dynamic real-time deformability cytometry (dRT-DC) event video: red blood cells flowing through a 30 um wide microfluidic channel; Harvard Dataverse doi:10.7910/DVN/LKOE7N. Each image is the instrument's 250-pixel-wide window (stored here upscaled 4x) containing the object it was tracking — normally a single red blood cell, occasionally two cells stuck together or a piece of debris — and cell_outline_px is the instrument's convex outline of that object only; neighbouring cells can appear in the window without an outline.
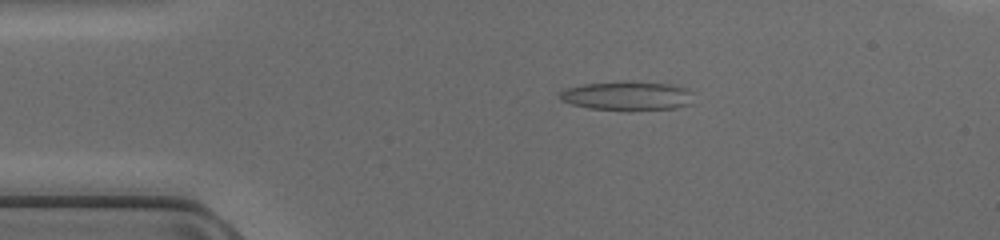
{"species": "common noctule bat (a hibernating species)", "species_latin": "Nyctalus noctula", "temperature_condition": "cold", "stored_images_in_passage": 51, "camera_frame_rate_fps": 3000, "um_per_image_px": 0.085, "animal": {"sex": "female", "body_mass_g": 17.0, "forearm_length_mm": 48.0}, "frame": {"image": 1, "passage_image": 10, "time_ms": 3.0, "image_size_px": [1000, 240], "cell_outline_px": [[692, 104], [676, 108], [628, 112], [592, 108], [572, 104], [560, 100], [560, 92], [568, 88], [584, 84], [624, 80], [636, 80], [676, 84], [688, 88], [692, 92]], "centroid_in_image_um": [53.42, 8.14], "position_along_channel_um": 31.6, "area_um2": 23.64}}
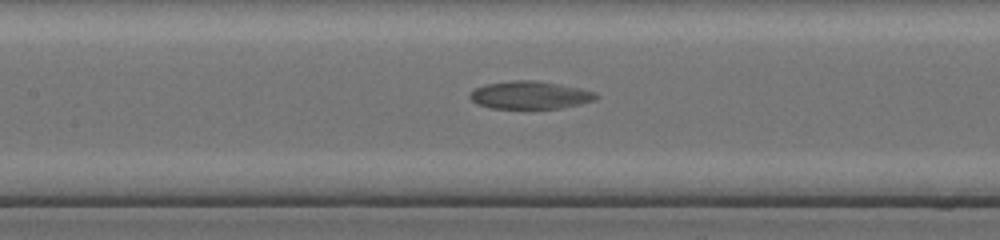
{"frame": {"image": 2, "passage_image": 23, "time_ms": 7.333, "image_size_px": [1000, 240], "cell_outline_px": [[600, 96], [596, 100], [580, 104], [560, 108], [492, 108], [476, 104], [468, 96], [476, 88], [488, 84], [512, 80], [532, 80], [580, 88], [596, 92]], "centroid_in_image_um": [45.08, 8.09], "position_along_channel_um": 162.3, "area_um2": 20.23}}
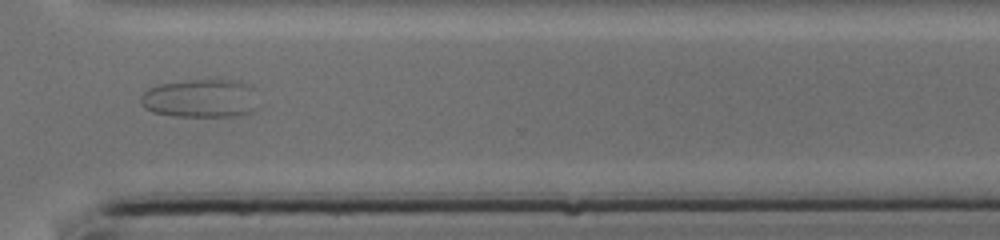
{"frame": {"image": 3, "passage_image": 37, "time_ms": 12.0, "image_size_px": [1000, 240], "cell_outline_px": [[260, 108], [252, 112], [236, 116], [172, 116], [152, 112], [144, 108], [140, 104], [140, 96], [148, 88], [160, 84], [208, 76], [232, 80], [248, 84], [252, 88]], "centroid_in_image_um": [17.06, 8.33], "position_along_channel_um": 353.5, "area_um2": 27.4}}